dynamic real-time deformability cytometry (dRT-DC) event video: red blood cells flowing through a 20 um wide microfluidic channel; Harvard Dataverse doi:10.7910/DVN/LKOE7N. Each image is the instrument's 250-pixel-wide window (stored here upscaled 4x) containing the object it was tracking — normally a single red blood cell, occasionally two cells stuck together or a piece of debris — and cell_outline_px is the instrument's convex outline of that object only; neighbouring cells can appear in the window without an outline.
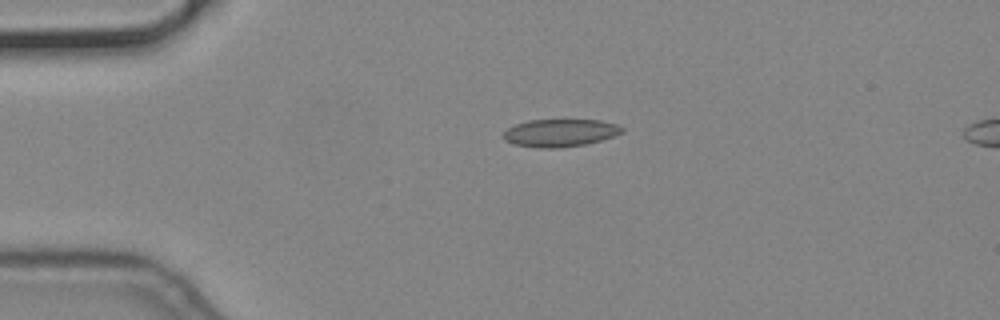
{"species": "common noctule bat (a hibernating species)", "species_latin": "Nyctalus noctula", "temperature_condition": "cold", "stored_images_in_passage": 6, "camera_frame_rate_fps": 3000, "um_per_image_px": 0.085, "animal": {"sex": "male", "body_mass_g": 19.2, "forearm_length_mm": 51.8}, "frame": {"image": 1, "passage_image": 6, "time_ms": 1.667, "image_size_px": [1000, 320], "cell_outline_px": [[624, 132], [600, 140], [584, 144], [560, 148], [536, 148], [516, 144], [504, 140], [500, 136], [508, 128], [516, 124], [528, 120], [600, 120], [616, 124], [624, 128]], "centroid_in_image_um": [47.58, 11.29], "position_along_channel_um": 37.4, "area_um2": 19.07}}